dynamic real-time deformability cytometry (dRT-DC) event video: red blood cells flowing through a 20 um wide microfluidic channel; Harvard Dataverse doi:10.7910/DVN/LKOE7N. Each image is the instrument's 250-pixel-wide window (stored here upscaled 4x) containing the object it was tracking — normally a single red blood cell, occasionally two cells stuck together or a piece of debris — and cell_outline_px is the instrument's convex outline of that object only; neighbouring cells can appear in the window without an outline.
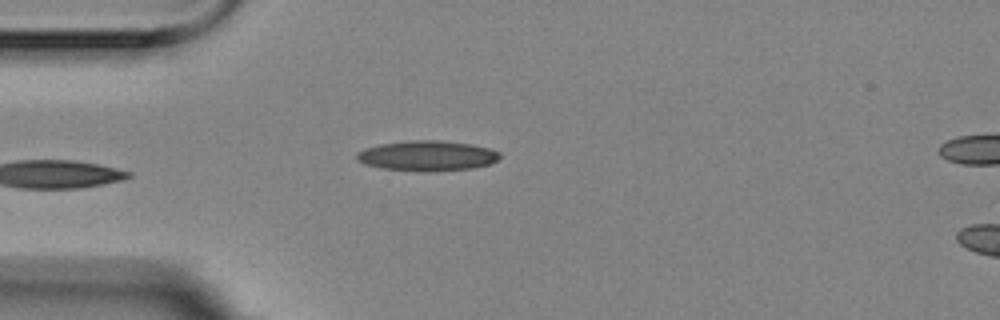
{"species": "Egyptian fruit bat (a non-hibernating species)", "species_latin": "Rousettus aegyptiacus", "temperature_condition": "room temperature", "stored_images_in_passage": 6, "camera_frame_rate_fps": 3000, "um_per_image_px": 0.085, "animal": {"sex": "female"}, "frame": {"image": 1, "passage_image": 5, "time_ms": 1.333, "image_size_px": [1000, 320], "cell_outline_px": [[500, 160], [488, 164], [472, 168], [428, 172], [416, 172], [380, 168], [364, 164], [356, 160], [356, 156], [364, 148], [380, 144], [412, 140], [440, 140], [472, 144], [488, 148], [500, 152]], "centroid_in_image_um": [36.31, 13.25], "position_along_channel_um": 48.7, "area_um2": 25.43}}